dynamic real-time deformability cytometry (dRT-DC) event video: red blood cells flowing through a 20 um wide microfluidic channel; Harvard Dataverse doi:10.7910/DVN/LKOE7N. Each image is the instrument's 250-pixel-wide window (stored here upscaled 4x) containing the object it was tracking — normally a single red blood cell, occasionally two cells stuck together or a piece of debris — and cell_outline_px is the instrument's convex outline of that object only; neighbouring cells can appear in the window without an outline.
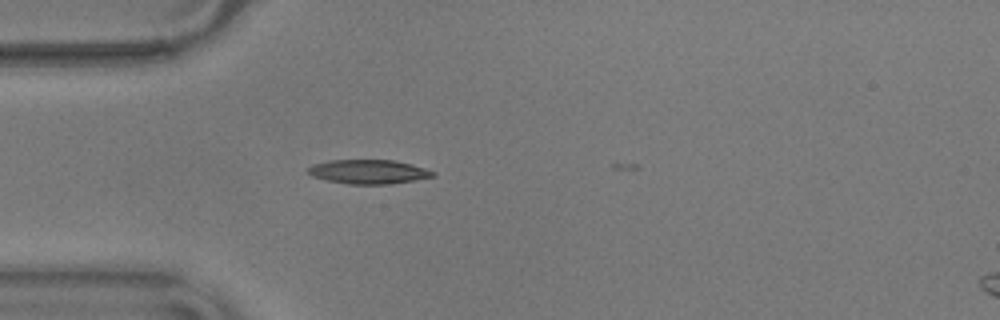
{"species": "common noctule bat (a hibernating species)", "species_latin": "Nyctalus noctula", "temperature_condition": "warm", "stored_images_in_passage": 10, "camera_frame_rate_fps": 3000, "um_per_image_px": 0.085, "animal": {"sex": "male", "body_mass_g": 17.9}, "frame": {"image": 1, "passage_image": 6, "time_ms": 1.667, "image_size_px": [1000, 320], "cell_outline_px": [[436, 176], [392, 184], [348, 184], [328, 180], [312, 176], [308, 172], [308, 168], [312, 164], [328, 160], [392, 160], [424, 168], [436, 172]], "centroid_in_image_um": [31.31, 14.6], "position_along_channel_um": 53.7, "area_um2": 17.46}}